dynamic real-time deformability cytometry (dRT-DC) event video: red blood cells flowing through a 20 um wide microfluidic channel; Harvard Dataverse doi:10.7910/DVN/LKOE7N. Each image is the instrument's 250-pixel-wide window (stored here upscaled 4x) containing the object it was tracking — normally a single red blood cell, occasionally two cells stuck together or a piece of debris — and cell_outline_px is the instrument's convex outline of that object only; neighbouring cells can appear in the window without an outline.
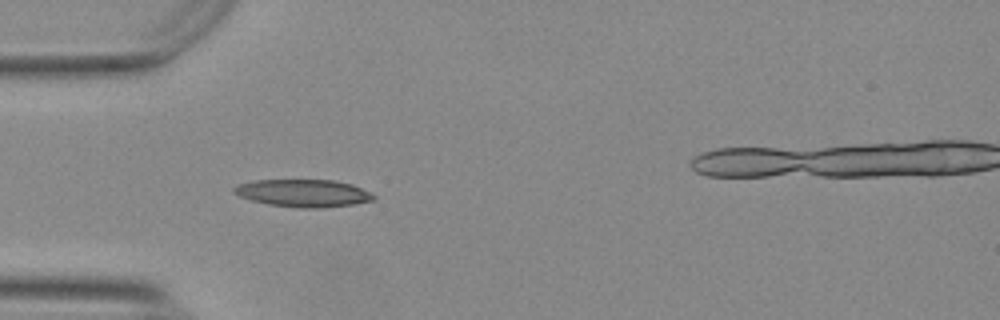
{"species": "Egyptian fruit bat (a non-hibernating species)", "species_latin": "Rousettus aegyptiacus", "temperature_condition": "warm", "stored_images_in_passage": 17, "camera_frame_rate_fps": 3000, "um_per_image_px": 0.085, "animal": {"sex": "female"}, "frame": {"image": 1, "passage_image": 1, "time_ms": 0.0, "image_size_px": [1000, 320], "cell_outline_px": [[376, 200], [352, 204], [316, 208], [300, 208], [268, 204], [252, 200], [240, 196], [232, 192], [232, 188], [236, 184], [256, 180], [336, 180], [352, 184], [372, 192], [376, 196]], "centroid_in_image_um": [25.8, 16.41], "position_along_channel_um": 59.2, "area_um2": 22.48}}
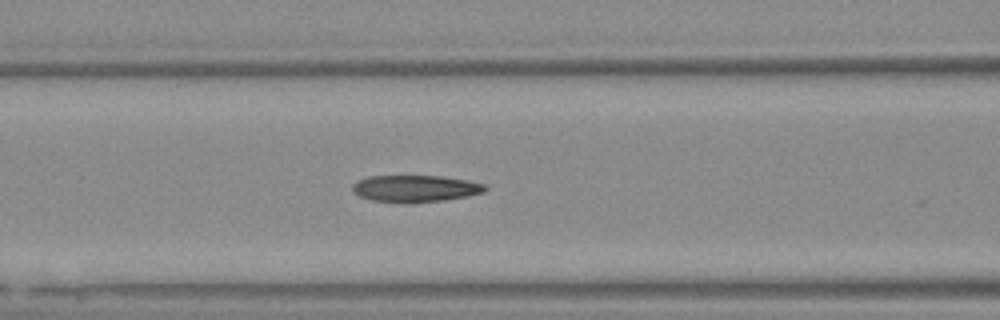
{"frame": {"image": 2, "passage_image": 7, "time_ms": 2.0, "image_size_px": [1000, 320], "cell_outline_px": [[488, 188], [484, 192], [468, 196], [444, 200], [408, 204], [372, 200], [360, 196], [352, 188], [352, 184], [356, 180], [368, 176], [440, 176], [468, 180], [484, 184]], "centroid_in_image_um": [35.3, 16.03], "position_along_channel_um": 131.3, "area_um2": 20.92}}
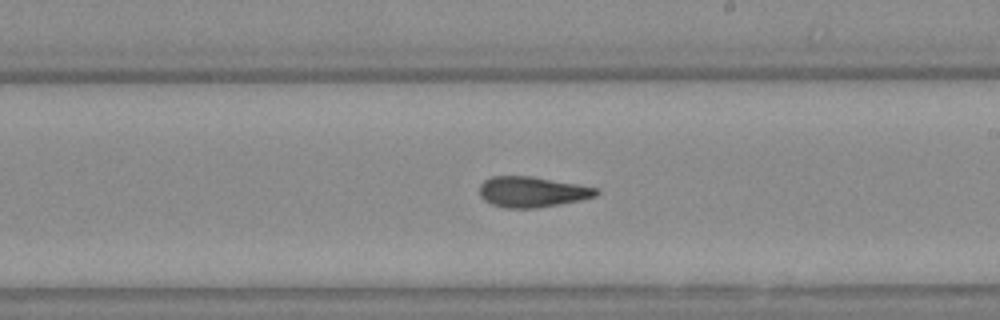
{"frame": {"image": 3, "passage_image": 16, "time_ms": 5.0, "image_size_px": [1000, 320], "cell_outline_px": [[600, 192], [596, 196], [580, 200], [560, 204], [536, 208], [504, 208], [492, 204], [484, 200], [480, 196], [480, 184], [484, 180], [492, 176], [532, 176], [576, 184], [596, 188]], "centroid_in_image_um": [45.2, 16.31], "position_along_channel_um": 243.8, "area_um2": 20.75}}